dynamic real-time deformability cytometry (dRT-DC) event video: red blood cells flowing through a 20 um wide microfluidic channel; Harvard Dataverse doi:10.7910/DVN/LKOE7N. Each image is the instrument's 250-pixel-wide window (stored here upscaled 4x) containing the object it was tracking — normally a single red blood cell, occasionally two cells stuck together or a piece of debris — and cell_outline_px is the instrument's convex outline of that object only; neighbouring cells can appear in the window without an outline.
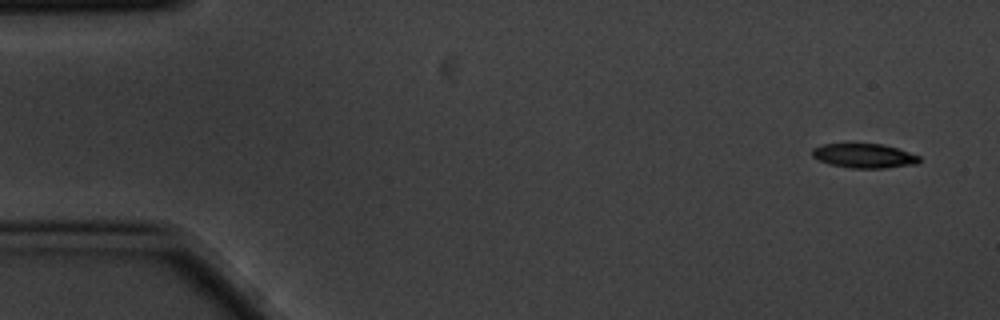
{"species": "common noctule bat (a hibernating species)", "species_latin": "Nyctalus noctula", "temperature_condition": "cold", "stored_images_in_passage": 4, "camera_frame_rate_fps": 3000, "um_per_image_px": 0.085, "animal": {"sex": "male", "body_mass_g": 20.1, "forearm_length_mm": 53.5}, "frame": {"image": 1, "passage_image": 1, "time_ms": 0.0, "image_size_px": [1000, 320], "cell_outline_px": [[920, 160], [916, 164], [884, 168], [852, 168], [828, 164], [816, 160], [812, 156], [812, 148], [824, 144], [880, 144], [896, 148], [920, 156]], "centroid_in_image_um": [73.4, 13.25], "position_along_channel_um": 11.6, "area_um2": 15.14}}
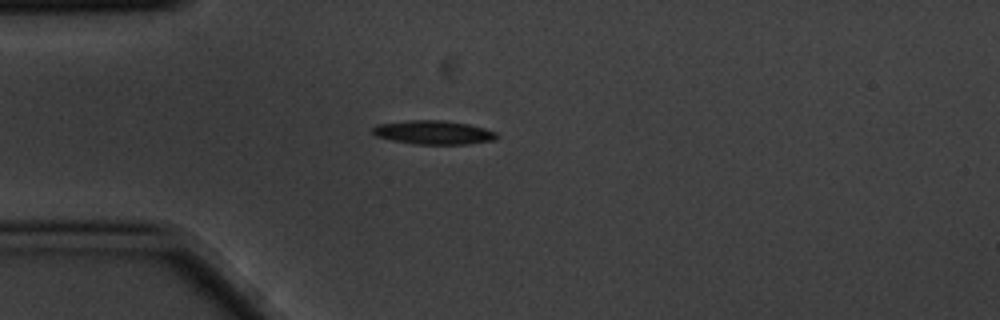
{"frame": {"image": 2, "passage_image": 4, "time_ms": 1.0, "image_size_px": [1000, 320], "cell_outline_px": [[500, 136], [496, 140], [468, 144], [416, 144], [392, 140], [376, 136], [372, 132], [372, 128], [376, 124], [408, 120], [444, 120], [468, 124], [484, 128], [496, 132]], "centroid_in_image_um": [36.87, 11.25], "position_along_channel_um": 48.1, "area_um2": 17.34}}